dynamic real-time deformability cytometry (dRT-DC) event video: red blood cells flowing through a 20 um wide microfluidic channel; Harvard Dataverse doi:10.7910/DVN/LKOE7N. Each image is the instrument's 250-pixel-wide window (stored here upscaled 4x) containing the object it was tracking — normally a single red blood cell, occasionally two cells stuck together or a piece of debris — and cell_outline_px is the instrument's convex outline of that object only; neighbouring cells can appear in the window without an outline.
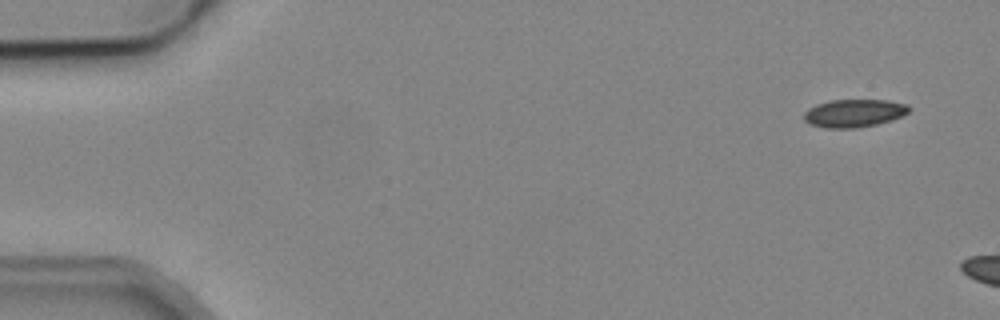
{"species": "common noctule bat (a hibernating species)", "species_latin": "Nyctalus noctula", "temperature_condition": "cold", "stored_images_in_passage": 5, "camera_frame_rate_fps": 3000, "um_per_image_px": 0.085, "animal": {"sex": "male", "body_mass_g": 19.2, "forearm_length_mm": 51.8}, "frame": {"image": 1, "passage_image": 1, "time_ms": 0.0, "image_size_px": [1000, 320], "cell_outline_px": [[912, 108], [908, 112], [892, 120], [876, 124], [856, 128], [824, 128], [808, 124], [804, 120], [804, 112], [808, 108], [816, 104], [832, 100], [888, 100], [908, 104]], "centroid_in_image_um": [72.58, 9.62], "position_along_channel_um": 12.4, "area_um2": 17.22}}